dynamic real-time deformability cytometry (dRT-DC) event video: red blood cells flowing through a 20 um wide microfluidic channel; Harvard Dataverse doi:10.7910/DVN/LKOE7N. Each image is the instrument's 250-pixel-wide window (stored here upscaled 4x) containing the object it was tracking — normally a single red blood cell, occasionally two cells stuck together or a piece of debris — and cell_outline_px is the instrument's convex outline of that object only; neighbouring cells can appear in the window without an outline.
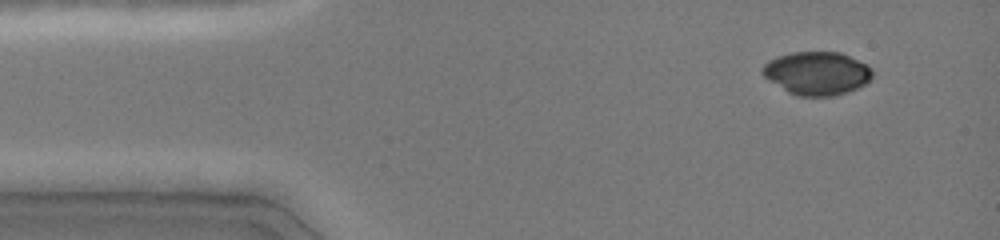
{"species": "common noctule bat (a hibernating species)", "species_latin": "Nyctalus noctula", "temperature_condition": "cold", "stored_images_in_passage": 7, "camera_frame_rate_fps": 3000, "um_per_image_px": 0.085, "animal": {"sex": "female", "body_mass_g": 19.0, "forearm_length_mm": 51.5}, "frame": {"image": 1, "passage_image": 1, "time_ms": 0.0, "image_size_px": [1000, 240], "cell_outline_px": [[872, 76], [864, 84], [848, 92], [832, 96], [796, 96], [788, 92], [768, 80], [760, 72], [760, 68], [768, 60], [776, 56], [792, 52], [840, 52], [868, 64], [872, 68]], "centroid_in_image_um": [69.4, 6.22], "position_along_channel_um": 15.6, "area_um2": 27.92}}
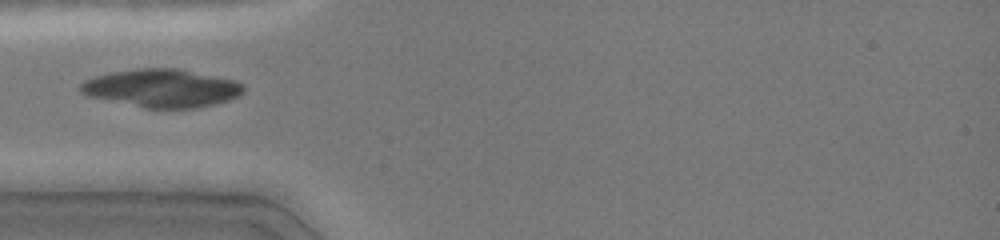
{"frame": {"image": 2, "passage_image": 5, "time_ms": 1.333, "image_size_px": [1000, 240], "cell_outline_px": [[244, 92], [240, 96], [216, 104], [196, 108], [144, 108], [88, 96], [80, 92], [80, 84], [84, 80], [96, 76], [112, 72], [136, 68], [176, 68], [236, 80], [244, 88]], "centroid_in_image_um": [13.76, 7.5], "position_along_channel_um": 71.2, "area_um2": 36.24}}